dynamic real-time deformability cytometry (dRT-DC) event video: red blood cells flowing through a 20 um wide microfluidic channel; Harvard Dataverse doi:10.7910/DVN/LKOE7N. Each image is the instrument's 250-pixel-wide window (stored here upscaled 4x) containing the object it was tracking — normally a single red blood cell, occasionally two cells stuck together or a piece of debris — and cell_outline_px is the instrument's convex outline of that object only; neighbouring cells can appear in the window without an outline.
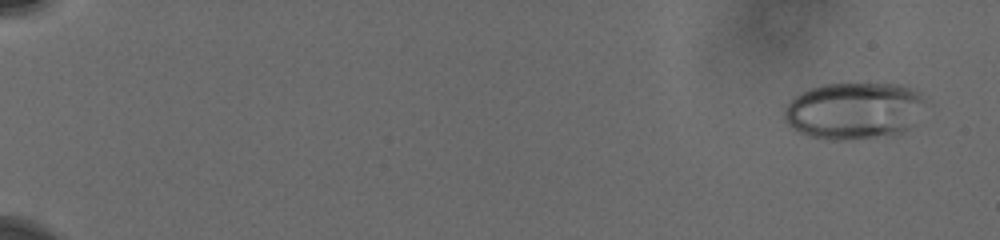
{"species": "human", "species_latin": "Homo sapiens", "temperature_condition": "cold", "stored_images_in_passage": 13, "camera_frame_rate_fps": 3000, "um_per_image_px": 0.085, "donor": {"sex": "male"}, "frame": {"image": 1, "passage_image": 1, "time_ms": 0.0, "image_size_px": [1000, 240], "cell_outline_px": [[932, 104], [908, 128], [892, 136], [852, 140], [824, 140], [808, 136], [792, 128], [784, 120], [784, 108], [796, 96], [812, 88], [824, 84], [904, 84], [920, 92]], "centroid_in_image_um": [72.69, 9.42], "position_along_channel_um": 12.3, "area_um2": 47.8}}
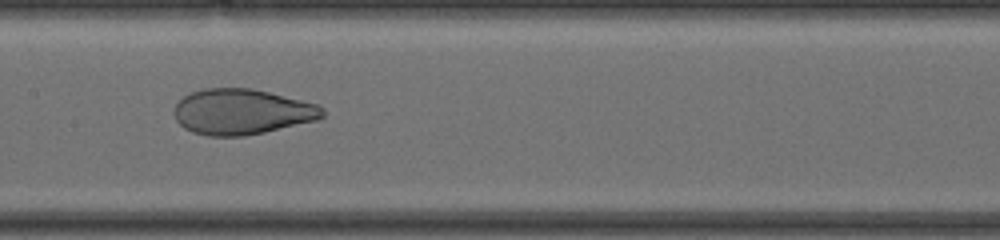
{"frame": {"image": 2, "passage_image": 11, "time_ms": 9.667, "image_size_px": [1000, 240], "cell_outline_px": [[324, 116], [316, 120], [264, 132], [244, 136], [208, 136], [192, 132], [184, 128], [176, 120], [176, 104], [184, 96], [192, 92], [204, 88], [252, 88], [320, 104], [324, 108]], "centroid_in_image_um": [20.59, 9.5], "position_along_channel_um": 186.8, "area_um2": 39.3}}
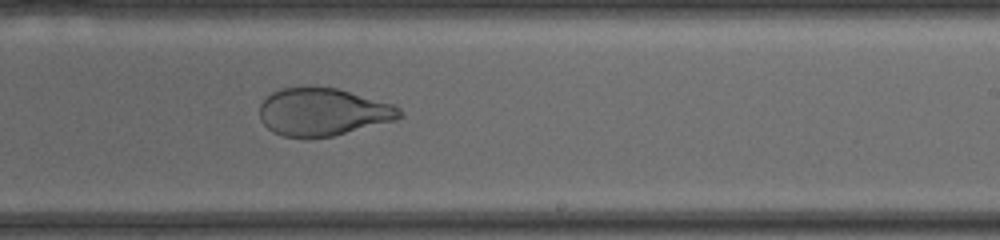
{"frame": {"image": 3, "passage_image": 13, "time_ms": 11.667, "image_size_px": [1000, 240], "cell_outline_px": [[404, 112], [396, 120], [332, 136], [308, 140], [284, 136], [272, 132], [260, 120], [260, 104], [272, 92], [280, 88], [336, 88], [392, 104], [400, 108]], "centroid_in_image_um": [27.42, 9.55], "position_along_channel_um": 261.6, "area_um2": 38.84}}